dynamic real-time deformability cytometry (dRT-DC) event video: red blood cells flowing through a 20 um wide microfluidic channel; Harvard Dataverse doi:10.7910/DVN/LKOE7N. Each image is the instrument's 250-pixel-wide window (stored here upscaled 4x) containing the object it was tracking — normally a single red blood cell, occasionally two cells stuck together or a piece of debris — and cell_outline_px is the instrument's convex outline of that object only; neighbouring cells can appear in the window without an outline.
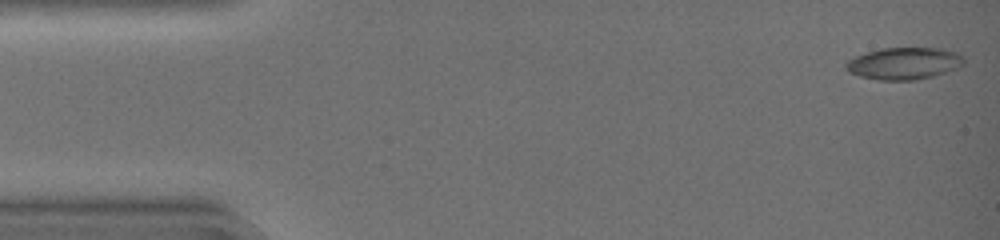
{"species": "common noctule bat (a hibernating species)", "species_latin": "Nyctalus noctula", "temperature_condition": "warm", "stored_images_in_passage": 33, "camera_frame_rate_fps": 3000, "um_per_image_px": 0.085, "animal": {"sex": "female", "body_mass_g": 19.0, "forearm_length_mm": 51.5}, "frame": {"image": 1, "passage_image": 1, "time_ms": 0.0, "image_size_px": [1000, 240], "cell_outline_px": [[964, 64], [956, 68], [932, 76], [916, 80], [880, 80], [860, 76], [848, 72], [844, 68], [844, 64], [848, 60], [856, 56], [868, 52], [884, 48], [940, 48], [956, 52], [964, 56]], "centroid_in_image_um": [76.83, 5.39], "position_along_channel_um": 8.2, "area_um2": 21.91}}
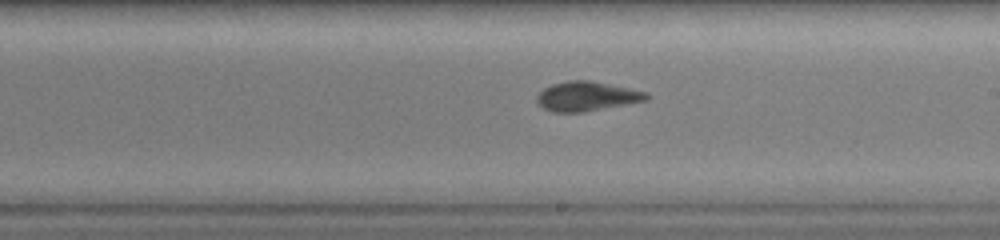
{"frame": {"image": 2, "passage_image": 26, "time_ms": 8.333, "image_size_px": [1000, 240], "cell_outline_px": [[652, 96], [648, 100], [628, 104], [584, 112], [552, 112], [544, 108], [536, 100], [536, 96], [544, 88], [552, 84], [568, 80], [592, 80], [632, 88], [648, 92]], "centroid_in_image_um": [49.94, 8.17], "position_along_channel_um": 239.1, "area_um2": 19.13}}
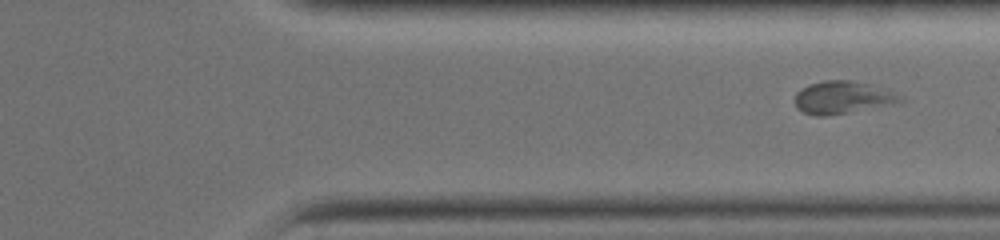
{"frame": {"image": 3, "passage_image": 33, "time_ms": 10.667, "image_size_px": [1000, 240], "cell_outline_px": [[904, 100], [896, 104], [824, 116], [816, 116], [804, 112], [796, 108], [796, 92], [800, 88], [808, 84], [824, 80], [852, 80], [868, 84], [904, 96]], "centroid_in_image_um": [71.61, 8.28], "position_along_channel_um": 339.8, "area_um2": 19.94}}